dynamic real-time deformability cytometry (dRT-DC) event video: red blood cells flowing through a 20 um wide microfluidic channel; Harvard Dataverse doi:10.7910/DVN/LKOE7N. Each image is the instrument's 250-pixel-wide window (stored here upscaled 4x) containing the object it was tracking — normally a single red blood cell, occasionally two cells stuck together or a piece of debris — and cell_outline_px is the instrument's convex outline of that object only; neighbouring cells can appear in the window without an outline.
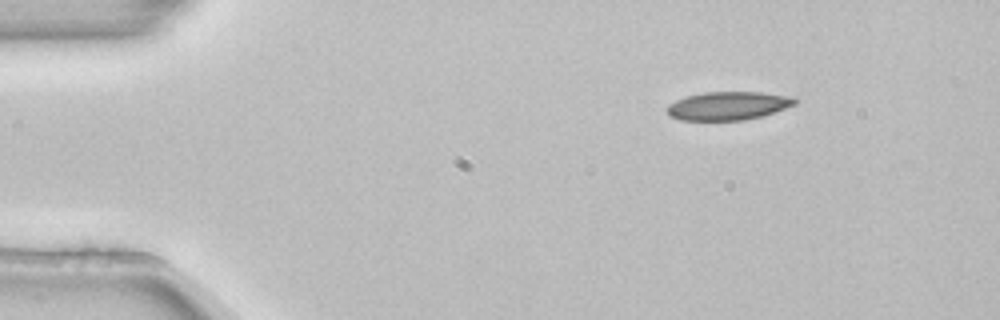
{"species": "common noctule bat (a hibernating species)", "species_latin": "Nyctalus noctula", "temperature_condition": "room temperature", "stored_images_in_passage": 2, "camera_frame_rate_fps": 3000, "um_per_image_px": 0.085, "animal": {"sex": "female", "body_mass_g": 22.7, "forearm_length_mm": 54.2}, "frame": {"image": 1, "passage_image": 1, "time_ms": 0.0, "image_size_px": [1000, 320], "cell_outline_px": [[796, 104], [760, 116], [744, 120], [680, 120], [668, 116], [664, 108], [668, 104], [684, 96], [704, 92], [760, 92], [792, 96], [796, 100]], "centroid_in_image_um": [61.8, 8.99], "position_along_channel_um": 23.2, "area_um2": 21.21}}
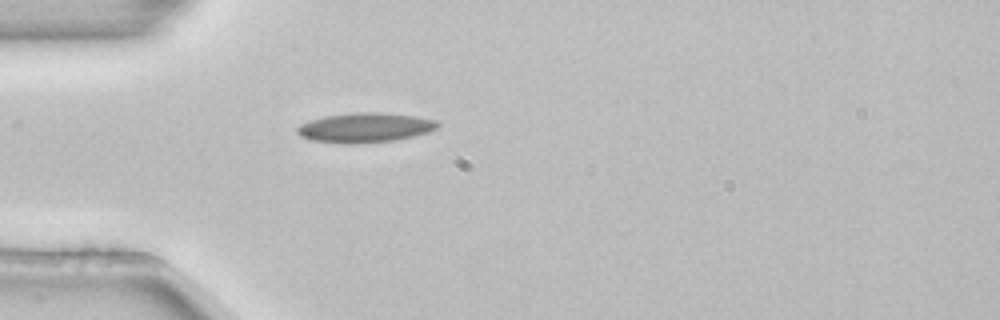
{"frame": {"image": 2, "passage_image": 2, "time_ms": 0.333, "image_size_px": [1000, 320], "cell_outline_px": [[440, 124], [436, 128], [428, 132], [412, 136], [392, 140], [312, 140], [300, 136], [296, 132], [296, 128], [300, 124], [324, 116], [352, 112], [384, 112], [416, 116], [436, 120]], "centroid_in_image_um": [31.07, 10.77], "position_along_channel_um": 53.9, "area_um2": 23.0}}